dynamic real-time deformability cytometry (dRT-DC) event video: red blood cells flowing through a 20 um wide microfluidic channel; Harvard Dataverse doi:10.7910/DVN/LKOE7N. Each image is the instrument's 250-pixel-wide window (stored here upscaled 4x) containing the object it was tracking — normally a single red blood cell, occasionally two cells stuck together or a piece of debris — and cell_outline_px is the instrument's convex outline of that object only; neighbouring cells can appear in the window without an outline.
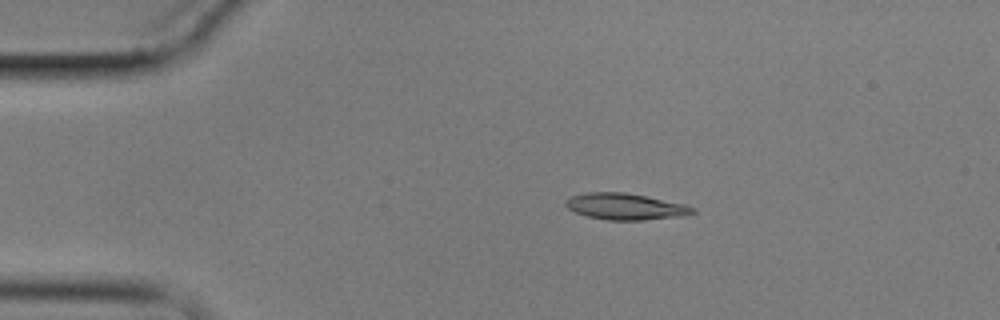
{"species": "common noctule bat (a hibernating species)", "species_latin": "Nyctalus noctula", "temperature_condition": "cold", "stored_images_in_passage": 2, "camera_frame_rate_fps": 3000, "um_per_image_px": 0.085, "animal": {"sex": "male", "body_mass_g": 17.9}, "frame": {"image": 1, "passage_image": 1, "time_ms": 0.0, "image_size_px": [1000, 320], "cell_outline_px": [[696, 212], [684, 216], [644, 220], [608, 220], [588, 216], [576, 212], [568, 208], [564, 204], [572, 196], [588, 192], [624, 192], [684, 204], [696, 208]], "centroid_in_image_um": [53.2, 17.56], "position_along_channel_um": 31.8, "area_um2": 19.31}}